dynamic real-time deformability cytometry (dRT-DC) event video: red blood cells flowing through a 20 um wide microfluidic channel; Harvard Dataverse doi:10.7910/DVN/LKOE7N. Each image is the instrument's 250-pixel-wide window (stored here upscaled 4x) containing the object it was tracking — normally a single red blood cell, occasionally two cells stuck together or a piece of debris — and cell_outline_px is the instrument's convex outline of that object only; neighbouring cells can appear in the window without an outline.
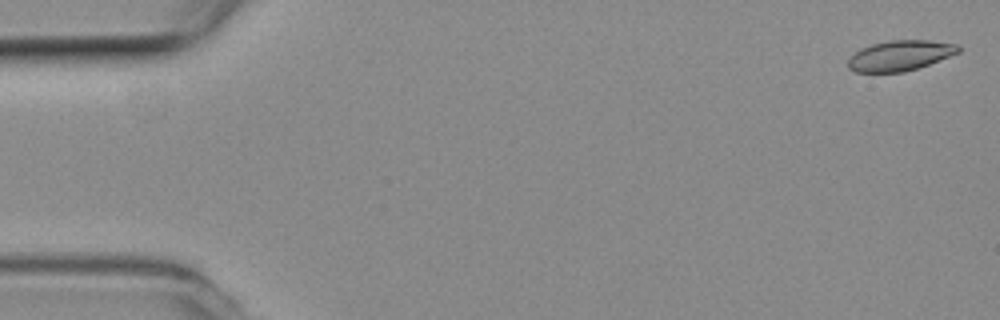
{"species": "common noctule bat (a hibernating species)", "species_latin": "Nyctalus noctula", "temperature_condition": "room temperature", "stored_images_in_passage": 10, "camera_frame_rate_fps": 3000, "um_per_image_px": 0.085, "animal": {"sex": "female", "body_mass_g": 19.3, "forearm_length_mm": 54.1}, "frame": {"image": 1, "passage_image": 2, "time_ms": 0.333, "image_size_px": [1000, 320], "cell_outline_px": [[960, 52], [928, 64], [904, 72], [856, 72], [848, 68], [848, 60], [860, 48], [872, 44], [892, 40], [928, 40], [956, 44], [960, 48]], "centroid_in_image_um": [76.49, 4.72], "position_along_channel_um": 8.5, "area_um2": 19.25}}